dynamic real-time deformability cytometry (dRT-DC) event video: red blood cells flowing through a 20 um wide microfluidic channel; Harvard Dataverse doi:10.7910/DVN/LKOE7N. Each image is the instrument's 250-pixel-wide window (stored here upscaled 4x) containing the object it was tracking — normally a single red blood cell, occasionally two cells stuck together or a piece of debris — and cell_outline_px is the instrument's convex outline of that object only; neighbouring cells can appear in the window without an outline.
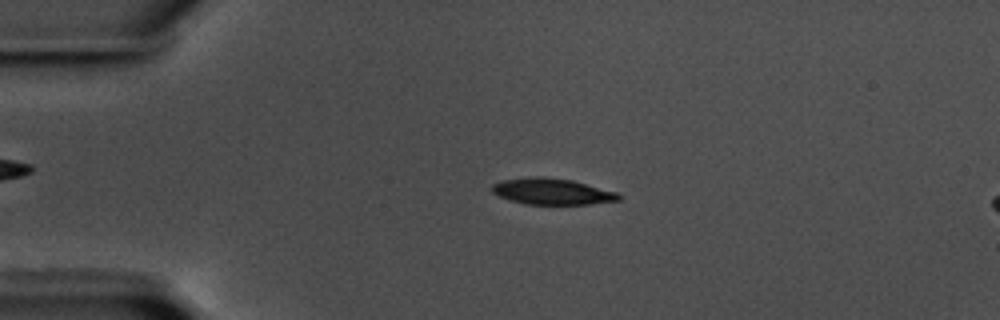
{"species": "common noctule bat (a hibernating species)", "species_latin": "Nyctalus noctula", "temperature_condition": "warm", "stored_images_in_passage": 54, "camera_frame_rate_fps": 3000, "um_per_image_px": 0.085, "animal": {"sex": "male", "body_mass_g": 17.5, "forearm_length_mm": 52.3}, "frame": {"image": 1, "passage_image": 13, "time_ms": 4.0, "image_size_px": [1000, 320], "cell_outline_px": [[624, 196], [620, 200], [592, 204], [524, 204], [500, 196], [492, 192], [492, 184], [504, 180], [532, 176], [544, 176], [572, 180], [616, 192]], "centroid_in_image_um": [46.96, 16.27], "position_along_channel_um": 38.0, "area_um2": 19.31}}
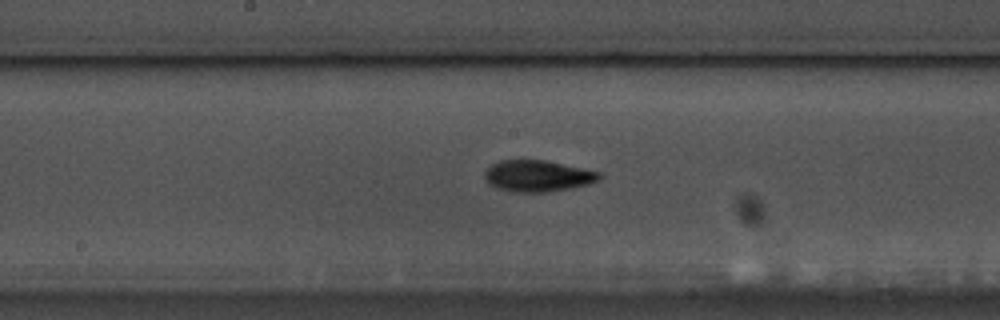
{"frame": {"image": 2, "passage_image": 30, "time_ms": 9.667, "image_size_px": [1000, 320], "cell_outline_px": [[604, 176], [600, 180], [588, 184], [572, 188], [548, 192], [512, 192], [496, 188], [488, 184], [484, 180], [484, 172], [492, 164], [500, 160], [544, 160], [600, 172]], "centroid_in_image_um": [45.69, 14.97], "position_along_channel_um": 202.5, "area_um2": 21.15}}
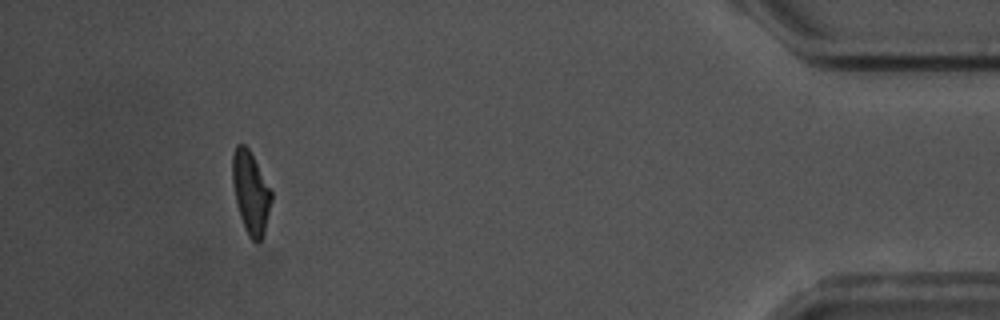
{"frame": {"image": 3, "passage_image": 53, "time_ms": 17.333, "image_size_px": [1000, 320], "cell_outline_px": [[272, 200], [264, 232], [260, 240], [256, 244], [248, 236], [244, 228], [240, 216], [236, 200], [232, 180], [232, 156], [236, 144], [244, 144], [248, 148], [272, 192]], "centroid_in_image_um": [21.3, 16.38], "position_along_channel_um": 413.9, "area_um2": 18.44}}